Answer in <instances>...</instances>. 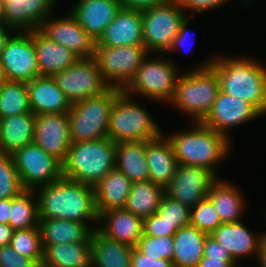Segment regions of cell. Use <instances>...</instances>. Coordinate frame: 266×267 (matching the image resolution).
<instances>
[{
	"label": "cell",
	"instance_id": "6da1fadb",
	"mask_svg": "<svg viewBox=\"0 0 266 267\" xmlns=\"http://www.w3.org/2000/svg\"><path fill=\"white\" fill-rule=\"evenodd\" d=\"M38 197L39 218L64 219L86 223L97 229L98 214L95 189L84 183L61 177L56 182L35 190ZM94 222V226L90 225Z\"/></svg>",
	"mask_w": 266,
	"mask_h": 267
},
{
	"label": "cell",
	"instance_id": "7a4b0ae2",
	"mask_svg": "<svg viewBox=\"0 0 266 267\" xmlns=\"http://www.w3.org/2000/svg\"><path fill=\"white\" fill-rule=\"evenodd\" d=\"M249 56H217L211 67L215 70L220 91L255 106L266 115V67Z\"/></svg>",
	"mask_w": 266,
	"mask_h": 267
},
{
	"label": "cell",
	"instance_id": "3957f363",
	"mask_svg": "<svg viewBox=\"0 0 266 267\" xmlns=\"http://www.w3.org/2000/svg\"><path fill=\"white\" fill-rule=\"evenodd\" d=\"M190 127L165 135L178 164L206 168L219 178L218 165L232 151L231 140L201 122H192Z\"/></svg>",
	"mask_w": 266,
	"mask_h": 267
},
{
	"label": "cell",
	"instance_id": "277c9868",
	"mask_svg": "<svg viewBox=\"0 0 266 267\" xmlns=\"http://www.w3.org/2000/svg\"><path fill=\"white\" fill-rule=\"evenodd\" d=\"M214 57L187 73L182 72L177 80L175 95L169 104L189 116L191 123H200L206 118L220 91L218 76L210 66Z\"/></svg>",
	"mask_w": 266,
	"mask_h": 267
},
{
	"label": "cell",
	"instance_id": "5b68a950",
	"mask_svg": "<svg viewBox=\"0 0 266 267\" xmlns=\"http://www.w3.org/2000/svg\"><path fill=\"white\" fill-rule=\"evenodd\" d=\"M116 143L110 138L72 142L62 163L63 177L95 187L115 168Z\"/></svg>",
	"mask_w": 266,
	"mask_h": 267
},
{
	"label": "cell",
	"instance_id": "8992f818",
	"mask_svg": "<svg viewBox=\"0 0 266 267\" xmlns=\"http://www.w3.org/2000/svg\"><path fill=\"white\" fill-rule=\"evenodd\" d=\"M164 134L149 111L124 91L115 99L108 128L113 142L149 141Z\"/></svg>",
	"mask_w": 266,
	"mask_h": 267
},
{
	"label": "cell",
	"instance_id": "52a82bcc",
	"mask_svg": "<svg viewBox=\"0 0 266 267\" xmlns=\"http://www.w3.org/2000/svg\"><path fill=\"white\" fill-rule=\"evenodd\" d=\"M121 91L122 89L109 87L101 95L72 104L68 112L71 142L94 141L108 137L112 107Z\"/></svg>",
	"mask_w": 266,
	"mask_h": 267
},
{
	"label": "cell",
	"instance_id": "ba28073f",
	"mask_svg": "<svg viewBox=\"0 0 266 267\" xmlns=\"http://www.w3.org/2000/svg\"><path fill=\"white\" fill-rule=\"evenodd\" d=\"M155 55L143 60L135 76L122 91L130 96L139 95L148 101L168 104L174 98L180 70L173 60L162 57L163 54Z\"/></svg>",
	"mask_w": 266,
	"mask_h": 267
},
{
	"label": "cell",
	"instance_id": "9c48e42d",
	"mask_svg": "<svg viewBox=\"0 0 266 267\" xmlns=\"http://www.w3.org/2000/svg\"><path fill=\"white\" fill-rule=\"evenodd\" d=\"M141 12L144 47L150 54H167L189 13L177 0H167Z\"/></svg>",
	"mask_w": 266,
	"mask_h": 267
},
{
	"label": "cell",
	"instance_id": "30bf717a",
	"mask_svg": "<svg viewBox=\"0 0 266 267\" xmlns=\"http://www.w3.org/2000/svg\"><path fill=\"white\" fill-rule=\"evenodd\" d=\"M148 55L150 53L144 45L95 46L93 58L98 64L103 81L109 87L123 90Z\"/></svg>",
	"mask_w": 266,
	"mask_h": 267
},
{
	"label": "cell",
	"instance_id": "8fae6325",
	"mask_svg": "<svg viewBox=\"0 0 266 267\" xmlns=\"http://www.w3.org/2000/svg\"><path fill=\"white\" fill-rule=\"evenodd\" d=\"M11 156L24 190H36L63 176L62 163L34 142L14 151Z\"/></svg>",
	"mask_w": 266,
	"mask_h": 267
},
{
	"label": "cell",
	"instance_id": "7c38bea8",
	"mask_svg": "<svg viewBox=\"0 0 266 267\" xmlns=\"http://www.w3.org/2000/svg\"><path fill=\"white\" fill-rule=\"evenodd\" d=\"M0 64L8 81L29 82L40 77L31 31H13L1 52Z\"/></svg>",
	"mask_w": 266,
	"mask_h": 267
},
{
	"label": "cell",
	"instance_id": "4fadbf2b",
	"mask_svg": "<svg viewBox=\"0 0 266 267\" xmlns=\"http://www.w3.org/2000/svg\"><path fill=\"white\" fill-rule=\"evenodd\" d=\"M52 77L71 104L101 95L109 88L94 58L79 59Z\"/></svg>",
	"mask_w": 266,
	"mask_h": 267
},
{
	"label": "cell",
	"instance_id": "5bb4252c",
	"mask_svg": "<svg viewBox=\"0 0 266 267\" xmlns=\"http://www.w3.org/2000/svg\"><path fill=\"white\" fill-rule=\"evenodd\" d=\"M260 116L263 114L249 102L219 91L210 112L201 123L232 140L229 134L231 128L245 125Z\"/></svg>",
	"mask_w": 266,
	"mask_h": 267
},
{
	"label": "cell",
	"instance_id": "9a60e30c",
	"mask_svg": "<svg viewBox=\"0 0 266 267\" xmlns=\"http://www.w3.org/2000/svg\"><path fill=\"white\" fill-rule=\"evenodd\" d=\"M218 177L206 168L178 164L165 194L171 199L192 208L208 196Z\"/></svg>",
	"mask_w": 266,
	"mask_h": 267
},
{
	"label": "cell",
	"instance_id": "2e32d148",
	"mask_svg": "<svg viewBox=\"0 0 266 267\" xmlns=\"http://www.w3.org/2000/svg\"><path fill=\"white\" fill-rule=\"evenodd\" d=\"M52 13L40 26V31L50 40L70 49L80 59L94 57L95 41L68 11L65 17Z\"/></svg>",
	"mask_w": 266,
	"mask_h": 267
},
{
	"label": "cell",
	"instance_id": "e0dca14e",
	"mask_svg": "<svg viewBox=\"0 0 266 267\" xmlns=\"http://www.w3.org/2000/svg\"><path fill=\"white\" fill-rule=\"evenodd\" d=\"M33 142L63 163L72 143L68 113L36 114Z\"/></svg>",
	"mask_w": 266,
	"mask_h": 267
},
{
	"label": "cell",
	"instance_id": "ac0fdd59",
	"mask_svg": "<svg viewBox=\"0 0 266 267\" xmlns=\"http://www.w3.org/2000/svg\"><path fill=\"white\" fill-rule=\"evenodd\" d=\"M58 0H8L3 4L5 24L14 31L40 29Z\"/></svg>",
	"mask_w": 266,
	"mask_h": 267
},
{
	"label": "cell",
	"instance_id": "d6986e66",
	"mask_svg": "<svg viewBox=\"0 0 266 267\" xmlns=\"http://www.w3.org/2000/svg\"><path fill=\"white\" fill-rule=\"evenodd\" d=\"M120 9L119 0H78L69 11L96 43Z\"/></svg>",
	"mask_w": 266,
	"mask_h": 267
},
{
	"label": "cell",
	"instance_id": "ffe728a7",
	"mask_svg": "<svg viewBox=\"0 0 266 267\" xmlns=\"http://www.w3.org/2000/svg\"><path fill=\"white\" fill-rule=\"evenodd\" d=\"M143 224L144 219L125 208L112 209L98 216L97 230L111 240L135 248L144 234Z\"/></svg>",
	"mask_w": 266,
	"mask_h": 267
},
{
	"label": "cell",
	"instance_id": "44dd1931",
	"mask_svg": "<svg viewBox=\"0 0 266 267\" xmlns=\"http://www.w3.org/2000/svg\"><path fill=\"white\" fill-rule=\"evenodd\" d=\"M124 45H144L142 12L121 7L95 46L120 47Z\"/></svg>",
	"mask_w": 266,
	"mask_h": 267
},
{
	"label": "cell",
	"instance_id": "7402d4cb",
	"mask_svg": "<svg viewBox=\"0 0 266 267\" xmlns=\"http://www.w3.org/2000/svg\"><path fill=\"white\" fill-rule=\"evenodd\" d=\"M31 112L36 114L68 113L71 102L53 77L40 76L26 83Z\"/></svg>",
	"mask_w": 266,
	"mask_h": 267
},
{
	"label": "cell",
	"instance_id": "603a6c76",
	"mask_svg": "<svg viewBox=\"0 0 266 267\" xmlns=\"http://www.w3.org/2000/svg\"><path fill=\"white\" fill-rule=\"evenodd\" d=\"M262 235L251 232L242 221L222 224L210 234L237 264L242 257L258 256Z\"/></svg>",
	"mask_w": 266,
	"mask_h": 267
},
{
	"label": "cell",
	"instance_id": "cb8c5ba5",
	"mask_svg": "<svg viewBox=\"0 0 266 267\" xmlns=\"http://www.w3.org/2000/svg\"><path fill=\"white\" fill-rule=\"evenodd\" d=\"M145 154L149 180L166 189L176 173L178 161L165 134L145 141Z\"/></svg>",
	"mask_w": 266,
	"mask_h": 267
},
{
	"label": "cell",
	"instance_id": "d4e9b609",
	"mask_svg": "<svg viewBox=\"0 0 266 267\" xmlns=\"http://www.w3.org/2000/svg\"><path fill=\"white\" fill-rule=\"evenodd\" d=\"M32 39L40 76L52 77L80 59L70 49L50 40L39 29L32 30Z\"/></svg>",
	"mask_w": 266,
	"mask_h": 267
},
{
	"label": "cell",
	"instance_id": "484cf974",
	"mask_svg": "<svg viewBox=\"0 0 266 267\" xmlns=\"http://www.w3.org/2000/svg\"><path fill=\"white\" fill-rule=\"evenodd\" d=\"M214 205L222 224L241 221L247 202L242 191L231 181L218 178L207 196Z\"/></svg>",
	"mask_w": 266,
	"mask_h": 267
},
{
	"label": "cell",
	"instance_id": "4316f807",
	"mask_svg": "<svg viewBox=\"0 0 266 267\" xmlns=\"http://www.w3.org/2000/svg\"><path fill=\"white\" fill-rule=\"evenodd\" d=\"M132 182L116 167L94 187L98 216L112 209L125 208Z\"/></svg>",
	"mask_w": 266,
	"mask_h": 267
},
{
	"label": "cell",
	"instance_id": "83f0119b",
	"mask_svg": "<svg viewBox=\"0 0 266 267\" xmlns=\"http://www.w3.org/2000/svg\"><path fill=\"white\" fill-rule=\"evenodd\" d=\"M42 245L90 242L93 229L86 223L39 218Z\"/></svg>",
	"mask_w": 266,
	"mask_h": 267
},
{
	"label": "cell",
	"instance_id": "f1b7e54d",
	"mask_svg": "<svg viewBox=\"0 0 266 267\" xmlns=\"http://www.w3.org/2000/svg\"><path fill=\"white\" fill-rule=\"evenodd\" d=\"M133 249L95 229L91 234V267H131Z\"/></svg>",
	"mask_w": 266,
	"mask_h": 267
},
{
	"label": "cell",
	"instance_id": "f546056e",
	"mask_svg": "<svg viewBox=\"0 0 266 267\" xmlns=\"http://www.w3.org/2000/svg\"><path fill=\"white\" fill-rule=\"evenodd\" d=\"M208 235L190 224L181 227L173 236V266L198 267Z\"/></svg>",
	"mask_w": 266,
	"mask_h": 267
},
{
	"label": "cell",
	"instance_id": "4dcf8cb0",
	"mask_svg": "<svg viewBox=\"0 0 266 267\" xmlns=\"http://www.w3.org/2000/svg\"><path fill=\"white\" fill-rule=\"evenodd\" d=\"M35 115L32 112L2 118L0 153L11 155L33 142Z\"/></svg>",
	"mask_w": 266,
	"mask_h": 267
},
{
	"label": "cell",
	"instance_id": "1f68e13d",
	"mask_svg": "<svg viewBox=\"0 0 266 267\" xmlns=\"http://www.w3.org/2000/svg\"><path fill=\"white\" fill-rule=\"evenodd\" d=\"M115 167L132 183L149 181L145 141L116 143Z\"/></svg>",
	"mask_w": 266,
	"mask_h": 267
},
{
	"label": "cell",
	"instance_id": "d6a6232c",
	"mask_svg": "<svg viewBox=\"0 0 266 267\" xmlns=\"http://www.w3.org/2000/svg\"><path fill=\"white\" fill-rule=\"evenodd\" d=\"M42 246L49 267H91V241Z\"/></svg>",
	"mask_w": 266,
	"mask_h": 267
},
{
	"label": "cell",
	"instance_id": "836d02e7",
	"mask_svg": "<svg viewBox=\"0 0 266 267\" xmlns=\"http://www.w3.org/2000/svg\"><path fill=\"white\" fill-rule=\"evenodd\" d=\"M165 189L153 182H134L131 185L125 209L145 219L156 214L160 207Z\"/></svg>",
	"mask_w": 266,
	"mask_h": 267
},
{
	"label": "cell",
	"instance_id": "e575fe53",
	"mask_svg": "<svg viewBox=\"0 0 266 267\" xmlns=\"http://www.w3.org/2000/svg\"><path fill=\"white\" fill-rule=\"evenodd\" d=\"M39 209L35 190H24L11 198L9 225L14 230L38 227Z\"/></svg>",
	"mask_w": 266,
	"mask_h": 267
},
{
	"label": "cell",
	"instance_id": "d590c367",
	"mask_svg": "<svg viewBox=\"0 0 266 267\" xmlns=\"http://www.w3.org/2000/svg\"><path fill=\"white\" fill-rule=\"evenodd\" d=\"M31 112L27 84L7 81L0 87V116L7 118Z\"/></svg>",
	"mask_w": 266,
	"mask_h": 267
},
{
	"label": "cell",
	"instance_id": "8d00e7d4",
	"mask_svg": "<svg viewBox=\"0 0 266 267\" xmlns=\"http://www.w3.org/2000/svg\"><path fill=\"white\" fill-rule=\"evenodd\" d=\"M9 245L22 256L32 258L36 263L43 261L39 227L14 230Z\"/></svg>",
	"mask_w": 266,
	"mask_h": 267
},
{
	"label": "cell",
	"instance_id": "74e56055",
	"mask_svg": "<svg viewBox=\"0 0 266 267\" xmlns=\"http://www.w3.org/2000/svg\"><path fill=\"white\" fill-rule=\"evenodd\" d=\"M190 225L209 235L222 225L219 215L208 197L190 208Z\"/></svg>",
	"mask_w": 266,
	"mask_h": 267
},
{
	"label": "cell",
	"instance_id": "f35d334b",
	"mask_svg": "<svg viewBox=\"0 0 266 267\" xmlns=\"http://www.w3.org/2000/svg\"><path fill=\"white\" fill-rule=\"evenodd\" d=\"M22 191L12 156L0 153V200L17 197Z\"/></svg>",
	"mask_w": 266,
	"mask_h": 267
},
{
	"label": "cell",
	"instance_id": "ab89813d",
	"mask_svg": "<svg viewBox=\"0 0 266 267\" xmlns=\"http://www.w3.org/2000/svg\"><path fill=\"white\" fill-rule=\"evenodd\" d=\"M156 214L177 231L190 224V208L171 199L166 194L162 197Z\"/></svg>",
	"mask_w": 266,
	"mask_h": 267
},
{
	"label": "cell",
	"instance_id": "60d3db41",
	"mask_svg": "<svg viewBox=\"0 0 266 267\" xmlns=\"http://www.w3.org/2000/svg\"><path fill=\"white\" fill-rule=\"evenodd\" d=\"M173 236L152 237L143 234L136 248L143 254L154 259L173 261Z\"/></svg>",
	"mask_w": 266,
	"mask_h": 267
},
{
	"label": "cell",
	"instance_id": "b9f144b4",
	"mask_svg": "<svg viewBox=\"0 0 266 267\" xmlns=\"http://www.w3.org/2000/svg\"><path fill=\"white\" fill-rule=\"evenodd\" d=\"M143 231L145 235L152 237L174 236L177 230L164 222L157 214L144 219Z\"/></svg>",
	"mask_w": 266,
	"mask_h": 267
},
{
	"label": "cell",
	"instance_id": "7bdbcfd3",
	"mask_svg": "<svg viewBox=\"0 0 266 267\" xmlns=\"http://www.w3.org/2000/svg\"><path fill=\"white\" fill-rule=\"evenodd\" d=\"M35 264L32 258L22 256L10 245L0 247V267H33Z\"/></svg>",
	"mask_w": 266,
	"mask_h": 267
},
{
	"label": "cell",
	"instance_id": "ee69618b",
	"mask_svg": "<svg viewBox=\"0 0 266 267\" xmlns=\"http://www.w3.org/2000/svg\"><path fill=\"white\" fill-rule=\"evenodd\" d=\"M229 0H177L179 6L186 11H194L195 13H202L219 9L224 6Z\"/></svg>",
	"mask_w": 266,
	"mask_h": 267
},
{
	"label": "cell",
	"instance_id": "f6af8a7d",
	"mask_svg": "<svg viewBox=\"0 0 266 267\" xmlns=\"http://www.w3.org/2000/svg\"><path fill=\"white\" fill-rule=\"evenodd\" d=\"M131 267H174L173 262L166 259H154L141 253L136 247L131 255Z\"/></svg>",
	"mask_w": 266,
	"mask_h": 267
},
{
	"label": "cell",
	"instance_id": "bcb514c9",
	"mask_svg": "<svg viewBox=\"0 0 266 267\" xmlns=\"http://www.w3.org/2000/svg\"><path fill=\"white\" fill-rule=\"evenodd\" d=\"M189 19H190V16H188L184 22L181 24L180 28H179V31H178V34L176 35V37L174 38L173 40V43L171 45V47L169 48V50L167 51L168 53L169 52H175V51H178V50H181L186 48L187 50V47L190 46V43L193 41L191 38H189L190 34H191V30L189 29ZM192 37V35L190 36ZM194 37V35H193ZM195 38V37H194ZM195 43V42H194ZM193 44V43H192ZM191 44V45H192ZM189 45V46H188ZM191 47V46H190ZM183 50V51H184ZM191 51V50H190Z\"/></svg>",
	"mask_w": 266,
	"mask_h": 267
},
{
	"label": "cell",
	"instance_id": "7dc6e473",
	"mask_svg": "<svg viewBox=\"0 0 266 267\" xmlns=\"http://www.w3.org/2000/svg\"><path fill=\"white\" fill-rule=\"evenodd\" d=\"M204 257L232 258L229 252L224 249L218 241L210 235L207 236L203 250Z\"/></svg>",
	"mask_w": 266,
	"mask_h": 267
},
{
	"label": "cell",
	"instance_id": "c3c4849f",
	"mask_svg": "<svg viewBox=\"0 0 266 267\" xmlns=\"http://www.w3.org/2000/svg\"><path fill=\"white\" fill-rule=\"evenodd\" d=\"M232 258L204 257L199 261L198 267H238ZM241 267V266H239Z\"/></svg>",
	"mask_w": 266,
	"mask_h": 267
},
{
	"label": "cell",
	"instance_id": "681fc988",
	"mask_svg": "<svg viewBox=\"0 0 266 267\" xmlns=\"http://www.w3.org/2000/svg\"><path fill=\"white\" fill-rule=\"evenodd\" d=\"M122 8L133 10H145L154 5L161 4L167 0H119Z\"/></svg>",
	"mask_w": 266,
	"mask_h": 267
},
{
	"label": "cell",
	"instance_id": "f907efd6",
	"mask_svg": "<svg viewBox=\"0 0 266 267\" xmlns=\"http://www.w3.org/2000/svg\"><path fill=\"white\" fill-rule=\"evenodd\" d=\"M14 229L9 224L0 223V247L8 246Z\"/></svg>",
	"mask_w": 266,
	"mask_h": 267
},
{
	"label": "cell",
	"instance_id": "816d5d0a",
	"mask_svg": "<svg viewBox=\"0 0 266 267\" xmlns=\"http://www.w3.org/2000/svg\"><path fill=\"white\" fill-rule=\"evenodd\" d=\"M11 198L0 200V223L9 224Z\"/></svg>",
	"mask_w": 266,
	"mask_h": 267
},
{
	"label": "cell",
	"instance_id": "f5cc1de1",
	"mask_svg": "<svg viewBox=\"0 0 266 267\" xmlns=\"http://www.w3.org/2000/svg\"><path fill=\"white\" fill-rule=\"evenodd\" d=\"M262 234L259 252L256 258L260 267H266V231L262 232Z\"/></svg>",
	"mask_w": 266,
	"mask_h": 267
},
{
	"label": "cell",
	"instance_id": "db71d44e",
	"mask_svg": "<svg viewBox=\"0 0 266 267\" xmlns=\"http://www.w3.org/2000/svg\"><path fill=\"white\" fill-rule=\"evenodd\" d=\"M14 30L8 27L5 23H0V52L9 37Z\"/></svg>",
	"mask_w": 266,
	"mask_h": 267
},
{
	"label": "cell",
	"instance_id": "11a10c76",
	"mask_svg": "<svg viewBox=\"0 0 266 267\" xmlns=\"http://www.w3.org/2000/svg\"><path fill=\"white\" fill-rule=\"evenodd\" d=\"M8 81L6 77L5 70L3 69L2 65L0 64V87Z\"/></svg>",
	"mask_w": 266,
	"mask_h": 267
},
{
	"label": "cell",
	"instance_id": "9f6ffc18",
	"mask_svg": "<svg viewBox=\"0 0 266 267\" xmlns=\"http://www.w3.org/2000/svg\"><path fill=\"white\" fill-rule=\"evenodd\" d=\"M0 23H5L3 3L0 2Z\"/></svg>",
	"mask_w": 266,
	"mask_h": 267
},
{
	"label": "cell",
	"instance_id": "6f0895ef",
	"mask_svg": "<svg viewBox=\"0 0 266 267\" xmlns=\"http://www.w3.org/2000/svg\"><path fill=\"white\" fill-rule=\"evenodd\" d=\"M33 267H49V266L46 265V264L42 261V262H38V263H36Z\"/></svg>",
	"mask_w": 266,
	"mask_h": 267
},
{
	"label": "cell",
	"instance_id": "680465c9",
	"mask_svg": "<svg viewBox=\"0 0 266 267\" xmlns=\"http://www.w3.org/2000/svg\"><path fill=\"white\" fill-rule=\"evenodd\" d=\"M7 1H8V0H0V2L3 3V4H4L5 2H7Z\"/></svg>",
	"mask_w": 266,
	"mask_h": 267
},
{
	"label": "cell",
	"instance_id": "91938a15",
	"mask_svg": "<svg viewBox=\"0 0 266 267\" xmlns=\"http://www.w3.org/2000/svg\"><path fill=\"white\" fill-rule=\"evenodd\" d=\"M1 121H2V118H1V116H0V129H1Z\"/></svg>",
	"mask_w": 266,
	"mask_h": 267
}]
</instances>
